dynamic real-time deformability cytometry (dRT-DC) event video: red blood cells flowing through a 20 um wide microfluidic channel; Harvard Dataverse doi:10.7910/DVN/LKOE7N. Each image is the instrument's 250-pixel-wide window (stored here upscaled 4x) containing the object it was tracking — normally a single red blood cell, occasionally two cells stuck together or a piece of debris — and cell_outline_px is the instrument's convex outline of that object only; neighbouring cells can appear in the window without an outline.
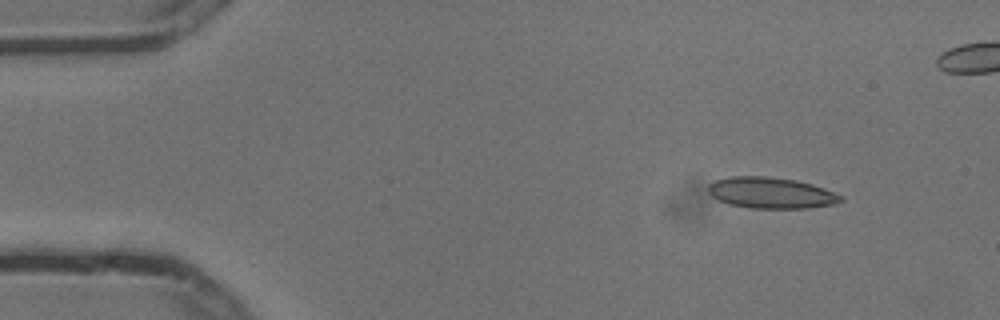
{"species": "common noctule bat (a hibernating species)", "species_latin": "Nyctalus noctula", "temperature_condition": "cold", "stored_images_in_passage": 7, "camera_frame_rate_fps": 3000, "um_per_image_px": 0.085, "animal": {"sex": "male", "body_mass_g": 13.3}, "frame": {"image": 1, "passage_image": 2, "time_ms": 0.333, "image_size_px": [1000, 320], "cell_outline_px": [[844, 200], [836, 204], [808, 208], [752, 208], [728, 204], [712, 196], [708, 192], [708, 184], [716, 180], [732, 176], [768, 176], [796, 180], [812, 184], [824, 188], [844, 196]], "centroid_in_image_um": [65.57, 16.39], "position_along_channel_um": 19.4, "area_um2": 24.16}}
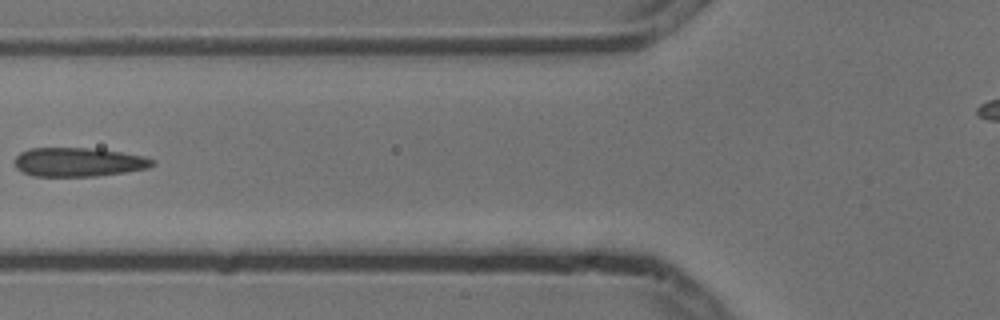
{"frame": {"image": 2, "passage_image": 6, "time_ms": 1.667, "image_size_px": [1000, 320], "cell_outline_px": [[156, 164], [148, 168], [124, 172], [96, 176], [32, 176], [16, 168], [16, 156], [20, 152], [28, 148], [96, 148], [120, 152], [140, 156], [156, 160]], "centroid_in_image_um": [6.67, 13.77], "position_along_channel_um": 119.1, "area_um2": 23.18}}
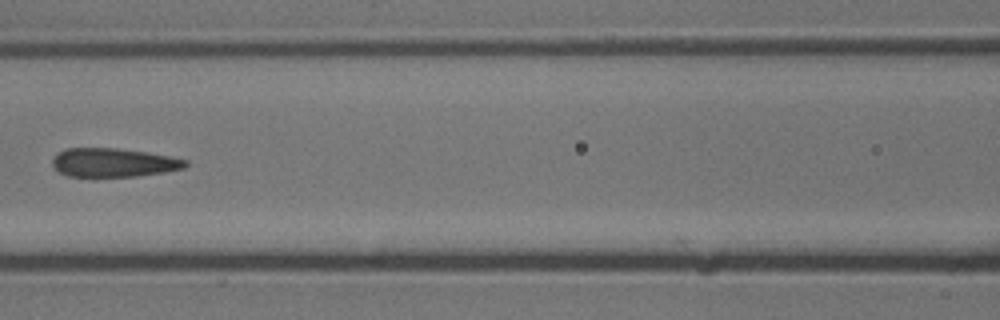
{"frame": {"image": 3, "passage_image": 7, "time_ms": 2.0, "image_size_px": [1000, 320], "cell_outline_px": [[188, 164], [184, 168], [164, 172], [136, 176], [68, 176], [60, 172], [52, 164], [52, 160], [56, 152], [64, 148], [116, 148], [148, 152], [188, 160]], "centroid_in_image_um": [9.63, 13.8], "position_along_channel_um": 157.0, "area_um2": 22.25}}